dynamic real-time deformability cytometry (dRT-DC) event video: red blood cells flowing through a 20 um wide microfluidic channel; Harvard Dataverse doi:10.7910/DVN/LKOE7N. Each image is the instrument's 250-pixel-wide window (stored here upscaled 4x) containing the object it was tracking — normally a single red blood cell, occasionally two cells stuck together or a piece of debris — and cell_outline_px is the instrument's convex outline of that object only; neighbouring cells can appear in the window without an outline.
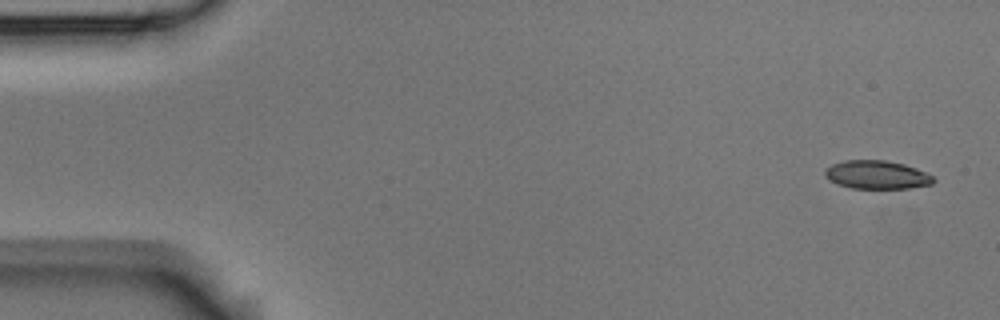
{"species": "Egyptian fruit bat (a non-hibernating species)", "species_latin": "Rousettus aegyptiacus", "temperature_condition": "room temperature", "stored_images_in_passage": 4, "camera_frame_rate_fps": 3000, "um_per_image_px": 0.085, "animal": {"sex": "male"}, "frame": {"image": 1, "passage_image": 1, "time_ms": 0.0, "image_size_px": [1000, 320], "cell_outline_px": [[936, 180], [932, 184], [908, 188], [852, 188], [828, 180], [824, 176], [824, 172], [832, 164], [844, 160], [884, 160], [904, 164], [916, 168], [932, 176]], "centroid_in_image_um": [74.52, 14.85], "position_along_channel_um": 10.5, "area_um2": 17.8}}
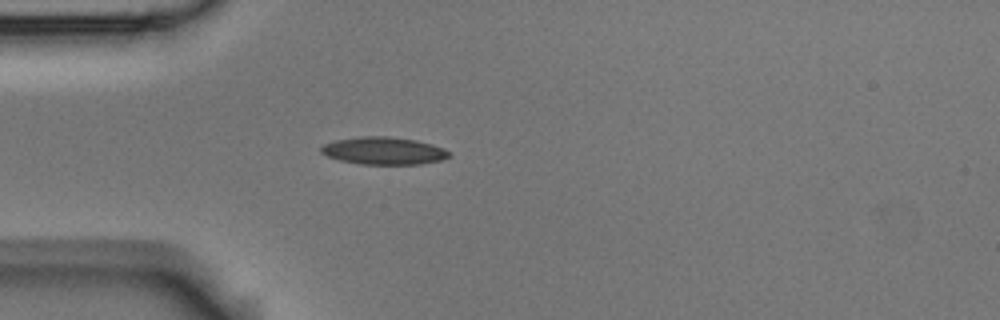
{"frame": {"image": 2, "passage_image": 4, "time_ms": 1.0, "image_size_px": [1000, 320], "cell_outline_px": [[452, 156], [440, 160], [420, 164], [360, 164], [340, 160], [328, 156], [320, 152], [320, 148], [324, 144], [336, 140], [360, 136], [388, 136], [416, 140], [432, 144], [444, 148]], "centroid_in_image_um": [32.62, 12.81], "position_along_channel_um": 52.4, "area_um2": 20.46}}